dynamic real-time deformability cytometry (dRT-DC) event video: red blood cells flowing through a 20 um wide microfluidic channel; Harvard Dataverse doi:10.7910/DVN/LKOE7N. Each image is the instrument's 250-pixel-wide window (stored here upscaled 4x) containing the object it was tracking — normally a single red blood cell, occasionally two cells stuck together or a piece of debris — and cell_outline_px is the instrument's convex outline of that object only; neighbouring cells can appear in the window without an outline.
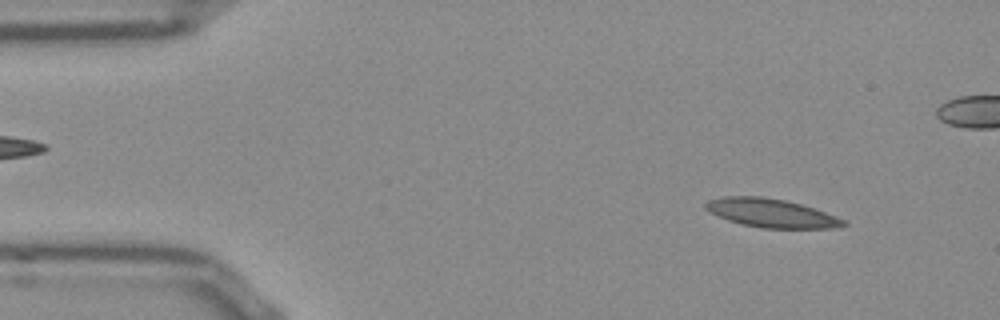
{"species": "Egyptian fruit bat (a non-hibernating species)", "species_latin": "Rousettus aegyptiacus", "temperature_condition": "room temperature", "stored_images_in_passage": 53, "camera_frame_rate_fps": 3000, "um_per_image_px": 0.085, "frame": {"image": 1, "passage_image": 5, "time_ms": 1.333, "image_size_px": [1000, 320], "cell_outline_px": [[848, 224], [832, 228], [760, 228], [740, 224], [728, 220], [708, 212], [704, 208], [704, 204], [708, 200], [720, 196], [764, 196], [784, 200], [800, 204], [836, 216], [844, 220]], "centroid_in_image_um": [65.48, 18.1], "position_along_channel_um": 19.5, "area_um2": 23.0}}
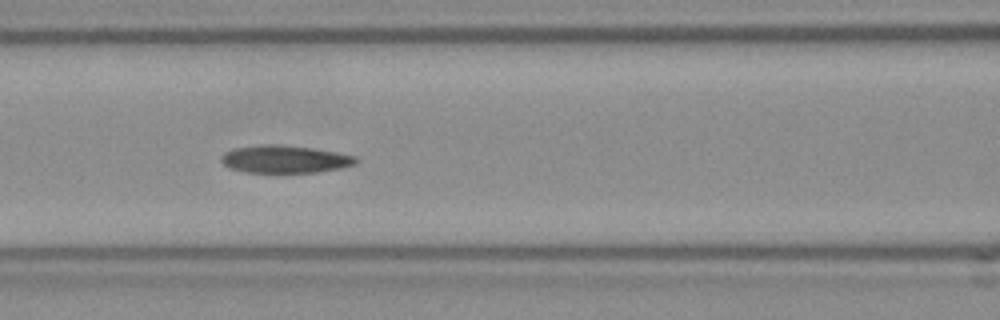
{"frame": {"image": 2, "passage_image": 21, "time_ms": 6.667, "image_size_px": [1000, 320], "cell_outline_px": [[360, 160], [356, 164], [340, 168], [316, 172], [244, 172], [228, 168], [220, 160], [220, 156], [224, 152], [232, 148], [264, 144], [276, 144], [312, 148], [336, 152], [356, 156]], "centroid_in_image_um": [24.18, 13.52], "position_along_channel_um": 142.4, "area_um2": 21.79}}
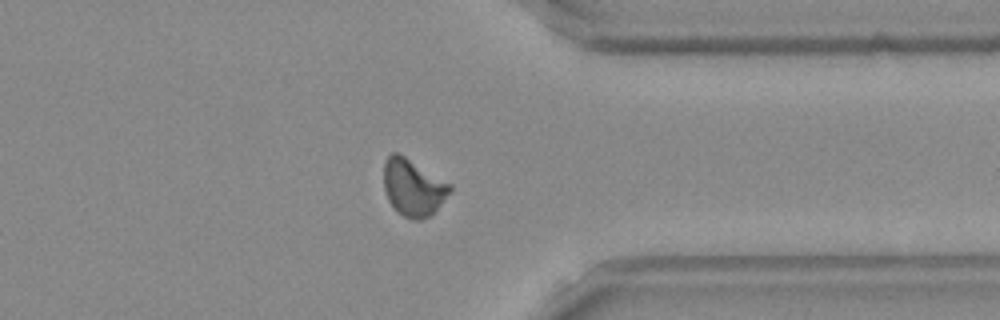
{"frame": {"image": 3, "passage_image": 40, "time_ms": 13.0, "image_size_px": [1000, 320], "cell_outline_px": [[452, 192], [428, 216], [420, 220], [412, 220], [404, 216], [388, 200], [384, 188], [384, 160], [392, 152], [396, 152], [404, 156], [452, 184]], "centroid_in_image_um": [35.12, 15.92], "position_along_channel_um": 376.3, "area_um2": 21.68}, "authors_computed_cell_mechanics": {"area_um2": 21.8484, "velocity_mm_per_s": 3.8028, "shape_relaxation_time_tau1_ms": null, "shape_relaxation_time_tau2_ms": 3.9467, "deformation_change_tau1": null, "deformation_change_tau2": 0.0834}}